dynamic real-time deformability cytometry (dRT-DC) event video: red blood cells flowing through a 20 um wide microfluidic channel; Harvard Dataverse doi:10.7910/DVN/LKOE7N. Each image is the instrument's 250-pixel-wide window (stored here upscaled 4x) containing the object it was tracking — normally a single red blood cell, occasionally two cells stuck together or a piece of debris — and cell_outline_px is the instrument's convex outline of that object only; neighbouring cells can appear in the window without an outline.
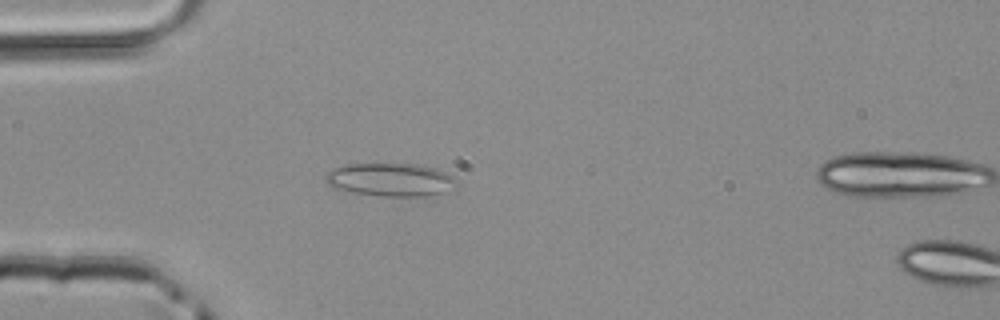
{"species": "common noctule bat (a hibernating species)", "species_latin": "Nyctalus noctula", "temperature_condition": "room temperature", "stored_images_in_passage": 9, "camera_frame_rate_fps": 3000, "um_per_image_px": 0.085, "animal": {"sex": "male", "body_mass_g": 20.4}, "frame": {"image": 1, "passage_image": 7, "time_ms": 2.0, "image_size_px": [1000, 320], "cell_outline_px": [[456, 184], [440, 192], [424, 196], [384, 196], [352, 192], [332, 188], [324, 180], [324, 176], [328, 172], [344, 164], [416, 164], [436, 168], [456, 176]], "centroid_in_image_um": [33.15, 15.26], "position_along_channel_um": 51.8, "area_um2": 25.14}}